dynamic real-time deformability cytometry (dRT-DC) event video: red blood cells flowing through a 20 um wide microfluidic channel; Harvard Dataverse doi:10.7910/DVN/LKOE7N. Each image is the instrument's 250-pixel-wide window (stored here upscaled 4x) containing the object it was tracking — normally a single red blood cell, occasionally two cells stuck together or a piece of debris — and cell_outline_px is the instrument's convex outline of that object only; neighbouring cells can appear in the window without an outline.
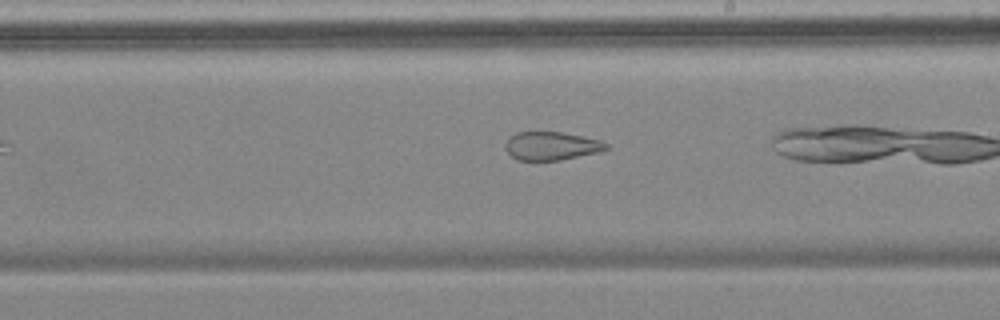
{"species": "common noctule bat (a hibernating species)", "species_latin": "Nyctalus noctula", "temperature_condition": "cold", "stored_images_in_passage": 30, "camera_frame_rate_fps": 3000, "um_per_image_px": 0.085, "animal": {"sex": "female", "body_mass_g": 18.4}, "frame": {"image": 1, "passage_image": 17, "time_ms": 5.333, "image_size_px": [1000, 320], "cell_outline_px": [[608, 148], [600, 152], [560, 160], [516, 160], [508, 152], [504, 144], [508, 136], [516, 132], [564, 132], [600, 140], [608, 144]], "centroid_in_image_um": [46.86, 12.4], "position_along_channel_um": 242.1, "area_um2": 16.76}}